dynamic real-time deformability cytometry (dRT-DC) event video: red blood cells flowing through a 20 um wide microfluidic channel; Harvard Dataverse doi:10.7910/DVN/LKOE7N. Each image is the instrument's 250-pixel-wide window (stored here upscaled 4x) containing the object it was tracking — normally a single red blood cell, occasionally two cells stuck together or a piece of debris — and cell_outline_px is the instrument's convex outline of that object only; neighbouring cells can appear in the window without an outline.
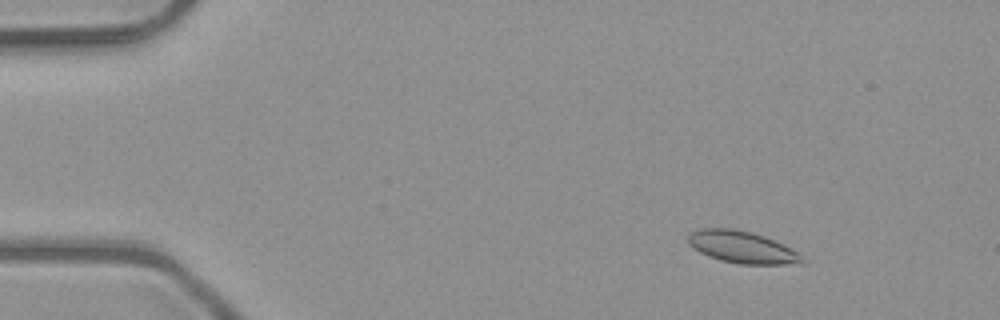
{"species": "common noctule bat (a hibernating species)", "species_latin": "Nyctalus noctula", "temperature_condition": "room temperature", "stored_images_in_passage": 4, "camera_frame_rate_fps": 3000, "um_per_image_px": 0.085, "animal": {"sex": "male", "body_mass_g": 23.1, "forearm_length_mm": 52.7}, "frame": {"image": 1, "passage_image": 2, "time_ms": 0.333, "image_size_px": [1000, 320], "cell_outline_px": [[808, 260], [804, 264], [740, 264], [720, 260], [708, 256], [692, 248], [688, 244], [688, 232], [700, 228], [736, 228], [752, 232], [764, 236], [784, 244], [804, 256]], "centroid_in_image_um": [63.1, 21.01], "position_along_channel_um": 21.9, "area_um2": 21.73}}